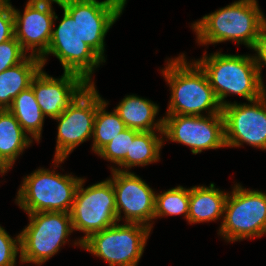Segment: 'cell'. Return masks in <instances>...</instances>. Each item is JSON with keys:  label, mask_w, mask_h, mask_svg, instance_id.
Masks as SVG:
<instances>
[{"label": "cell", "mask_w": 266, "mask_h": 266, "mask_svg": "<svg viewBox=\"0 0 266 266\" xmlns=\"http://www.w3.org/2000/svg\"><path fill=\"white\" fill-rule=\"evenodd\" d=\"M8 110L15 116L22 129L32 135L31 138L40 140L45 115L36 101L31 86L14 98Z\"/></svg>", "instance_id": "44dd1931"}, {"label": "cell", "mask_w": 266, "mask_h": 266, "mask_svg": "<svg viewBox=\"0 0 266 266\" xmlns=\"http://www.w3.org/2000/svg\"><path fill=\"white\" fill-rule=\"evenodd\" d=\"M30 222L20 235V261L41 265L58 252L73 232L70 213H29Z\"/></svg>", "instance_id": "5b68a950"}, {"label": "cell", "mask_w": 266, "mask_h": 266, "mask_svg": "<svg viewBox=\"0 0 266 266\" xmlns=\"http://www.w3.org/2000/svg\"><path fill=\"white\" fill-rule=\"evenodd\" d=\"M110 179L115 191L117 218L120 221L121 210L126 223H138L152 228L154 219L155 193L140 177L134 173L112 169ZM146 223V224H145Z\"/></svg>", "instance_id": "9a60e30c"}, {"label": "cell", "mask_w": 266, "mask_h": 266, "mask_svg": "<svg viewBox=\"0 0 266 266\" xmlns=\"http://www.w3.org/2000/svg\"><path fill=\"white\" fill-rule=\"evenodd\" d=\"M20 251V235L16 239L0 226V266H15L16 256Z\"/></svg>", "instance_id": "4316f807"}, {"label": "cell", "mask_w": 266, "mask_h": 266, "mask_svg": "<svg viewBox=\"0 0 266 266\" xmlns=\"http://www.w3.org/2000/svg\"><path fill=\"white\" fill-rule=\"evenodd\" d=\"M41 68V59L29 55L21 63L0 73V109H8L14 98L30 87Z\"/></svg>", "instance_id": "e0dca14e"}, {"label": "cell", "mask_w": 266, "mask_h": 266, "mask_svg": "<svg viewBox=\"0 0 266 266\" xmlns=\"http://www.w3.org/2000/svg\"><path fill=\"white\" fill-rule=\"evenodd\" d=\"M250 103L222 107L226 147H239L244 142L266 150V93Z\"/></svg>", "instance_id": "4fadbf2b"}, {"label": "cell", "mask_w": 266, "mask_h": 266, "mask_svg": "<svg viewBox=\"0 0 266 266\" xmlns=\"http://www.w3.org/2000/svg\"><path fill=\"white\" fill-rule=\"evenodd\" d=\"M63 19L59 26L52 30V36L47 52L40 58L42 66L46 63L48 54L56 56L64 72H73L82 76L89 84L95 67L105 62L93 49L79 38L78 21L63 9Z\"/></svg>", "instance_id": "9c48e42d"}, {"label": "cell", "mask_w": 266, "mask_h": 266, "mask_svg": "<svg viewBox=\"0 0 266 266\" xmlns=\"http://www.w3.org/2000/svg\"><path fill=\"white\" fill-rule=\"evenodd\" d=\"M190 189L178 186L155 195L154 219L168 215L184 214L188 221Z\"/></svg>", "instance_id": "cb8c5ba5"}, {"label": "cell", "mask_w": 266, "mask_h": 266, "mask_svg": "<svg viewBox=\"0 0 266 266\" xmlns=\"http://www.w3.org/2000/svg\"><path fill=\"white\" fill-rule=\"evenodd\" d=\"M10 0H0V43L15 37L14 15Z\"/></svg>", "instance_id": "83f0119b"}, {"label": "cell", "mask_w": 266, "mask_h": 266, "mask_svg": "<svg viewBox=\"0 0 266 266\" xmlns=\"http://www.w3.org/2000/svg\"><path fill=\"white\" fill-rule=\"evenodd\" d=\"M74 20L78 21L79 38L104 61L105 35L121 15L125 4L108 0H59Z\"/></svg>", "instance_id": "8fae6325"}, {"label": "cell", "mask_w": 266, "mask_h": 266, "mask_svg": "<svg viewBox=\"0 0 266 266\" xmlns=\"http://www.w3.org/2000/svg\"><path fill=\"white\" fill-rule=\"evenodd\" d=\"M151 229L138 223L114 224L91 234L82 248L103 258L109 266H137Z\"/></svg>", "instance_id": "8992f818"}, {"label": "cell", "mask_w": 266, "mask_h": 266, "mask_svg": "<svg viewBox=\"0 0 266 266\" xmlns=\"http://www.w3.org/2000/svg\"><path fill=\"white\" fill-rule=\"evenodd\" d=\"M31 143L15 116L8 109H0V158L11 168Z\"/></svg>", "instance_id": "ffe728a7"}, {"label": "cell", "mask_w": 266, "mask_h": 266, "mask_svg": "<svg viewBox=\"0 0 266 266\" xmlns=\"http://www.w3.org/2000/svg\"><path fill=\"white\" fill-rule=\"evenodd\" d=\"M184 57L183 54L168 61L162 70L172 94L167 115L201 116L203 110H208L209 115L222 114L205 72L196 62L188 64Z\"/></svg>", "instance_id": "6da1fadb"}, {"label": "cell", "mask_w": 266, "mask_h": 266, "mask_svg": "<svg viewBox=\"0 0 266 266\" xmlns=\"http://www.w3.org/2000/svg\"><path fill=\"white\" fill-rule=\"evenodd\" d=\"M9 169H10V167L0 158V173L4 174Z\"/></svg>", "instance_id": "f546056e"}, {"label": "cell", "mask_w": 266, "mask_h": 266, "mask_svg": "<svg viewBox=\"0 0 266 266\" xmlns=\"http://www.w3.org/2000/svg\"><path fill=\"white\" fill-rule=\"evenodd\" d=\"M205 72L222 107L228 94H237L249 102L266 93L254 56L216 52L195 61Z\"/></svg>", "instance_id": "3957f363"}, {"label": "cell", "mask_w": 266, "mask_h": 266, "mask_svg": "<svg viewBox=\"0 0 266 266\" xmlns=\"http://www.w3.org/2000/svg\"><path fill=\"white\" fill-rule=\"evenodd\" d=\"M108 103L103 100L97 91V113L94 120L93 128V151L97 153L107 143L111 142L119 133L127 129L124 121L118 113L106 112L105 108Z\"/></svg>", "instance_id": "603a6c76"}, {"label": "cell", "mask_w": 266, "mask_h": 266, "mask_svg": "<svg viewBox=\"0 0 266 266\" xmlns=\"http://www.w3.org/2000/svg\"><path fill=\"white\" fill-rule=\"evenodd\" d=\"M265 21L256 0H239L205 15L192 26L198 43L203 45L232 40L253 49Z\"/></svg>", "instance_id": "7a4b0ae2"}, {"label": "cell", "mask_w": 266, "mask_h": 266, "mask_svg": "<svg viewBox=\"0 0 266 266\" xmlns=\"http://www.w3.org/2000/svg\"><path fill=\"white\" fill-rule=\"evenodd\" d=\"M253 50H255L257 52V56L255 57L256 60V64L259 70V75L260 78L262 80V76H261V69L263 66L266 65V21L264 22L259 37L257 39L256 45L253 48ZM262 62V63H261Z\"/></svg>", "instance_id": "f1b7e54d"}, {"label": "cell", "mask_w": 266, "mask_h": 266, "mask_svg": "<svg viewBox=\"0 0 266 266\" xmlns=\"http://www.w3.org/2000/svg\"><path fill=\"white\" fill-rule=\"evenodd\" d=\"M82 178L75 193L70 211L73 230L85 233L75 244H80L91 234L117 223L115 191L109 179L83 188Z\"/></svg>", "instance_id": "ba28073f"}, {"label": "cell", "mask_w": 266, "mask_h": 266, "mask_svg": "<svg viewBox=\"0 0 266 266\" xmlns=\"http://www.w3.org/2000/svg\"><path fill=\"white\" fill-rule=\"evenodd\" d=\"M127 128L137 131L158 130L163 135V118L154 123L159 107L150 100L128 95L114 109Z\"/></svg>", "instance_id": "ac0fdd59"}, {"label": "cell", "mask_w": 266, "mask_h": 266, "mask_svg": "<svg viewBox=\"0 0 266 266\" xmlns=\"http://www.w3.org/2000/svg\"><path fill=\"white\" fill-rule=\"evenodd\" d=\"M207 116L167 115L163 117V135L173 142L190 146L193 154L226 147L223 115Z\"/></svg>", "instance_id": "7c38bea8"}, {"label": "cell", "mask_w": 266, "mask_h": 266, "mask_svg": "<svg viewBox=\"0 0 266 266\" xmlns=\"http://www.w3.org/2000/svg\"><path fill=\"white\" fill-rule=\"evenodd\" d=\"M25 58L26 52L15 37L0 43V73L21 63Z\"/></svg>", "instance_id": "484cf974"}, {"label": "cell", "mask_w": 266, "mask_h": 266, "mask_svg": "<svg viewBox=\"0 0 266 266\" xmlns=\"http://www.w3.org/2000/svg\"><path fill=\"white\" fill-rule=\"evenodd\" d=\"M108 1L116 2L118 4H126V0H108Z\"/></svg>", "instance_id": "4dcf8cb0"}, {"label": "cell", "mask_w": 266, "mask_h": 266, "mask_svg": "<svg viewBox=\"0 0 266 266\" xmlns=\"http://www.w3.org/2000/svg\"><path fill=\"white\" fill-rule=\"evenodd\" d=\"M96 113L97 90L89 84L60 116L53 118L59 122L54 163L63 162L75 147L92 137Z\"/></svg>", "instance_id": "30bf717a"}, {"label": "cell", "mask_w": 266, "mask_h": 266, "mask_svg": "<svg viewBox=\"0 0 266 266\" xmlns=\"http://www.w3.org/2000/svg\"><path fill=\"white\" fill-rule=\"evenodd\" d=\"M228 193L215 188L194 186L190 188L188 222L198 223L214 221L224 214V206Z\"/></svg>", "instance_id": "d6986e66"}, {"label": "cell", "mask_w": 266, "mask_h": 266, "mask_svg": "<svg viewBox=\"0 0 266 266\" xmlns=\"http://www.w3.org/2000/svg\"><path fill=\"white\" fill-rule=\"evenodd\" d=\"M88 85L79 74L64 72L60 79H55L41 68L30 86L43 114L53 119L60 116Z\"/></svg>", "instance_id": "2e32d148"}, {"label": "cell", "mask_w": 266, "mask_h": 266, "mask_svg": "<svg viewBox=\"0 0 266 266\" xmlns=\"http://www.w3.org/2000/svg\"><path fill=\"white\" fill-rule=\"evenodd\" d=\"M163 138L157 137L155 131H139L131 142L130 155H126L125 159L119 164L125 170L120 168H111L118 171H125L126 168L132 166H144L149 163L157 162L160 159V149L162 147Z\"/></svg>", "instance_id": "7402d4cb"}, {"label": "cell", "mask_w": 266, "mask_h": 266, "mask_svg": "<svg viewBox=\"0 0 266 266\" xmlns=\"http://www.w3.org/2000/svg\"><path fill=\"white\" fill-rule=\"evenodd\" d=\"M224 213L219 234L229 242L266 234V193L235 185Z\"/></svg>", "instance_id": "52a82bcc"}, {"label": "cell", "mask_w": 266, "mask_h": 266, "mask_svg": "<svg viewBox=\"0 0 266 266\" xmlns=\"http://www.w3.org/2000/svg\"><path fill=\"white\" fill-rule=\"evenodd\" d=\"M81 178L38 169L24 177L17 204L27 214L36 212L70 213Z\"/></svg>", "instance_id": "277c9868"}, {"label": "cell", "mask_w": 266, "mask_h": 266, "mask_svg": "<svg viewBox=\"0 0 266 266\" xmlns=\"http://www.w3.org/2000/svg\"><path fill=\"white\" fill-rule=\"evenodd\" d=\"M139 131L127 128L118 134L111 142L102 147L97 154L102 158L119 165L130 155L131 142Z\"/></svg>", "instance_id": "d4e9b609"}, {"label": "cell", "mask_w": 266, "mask_h": 266, "mask_svg": "<svg viewBox=\"0 0 266 266\" xmlns=\"http://www.w3.org/2000/svg\"><path fill=\"white\" fill-rule=\"evenodd\" d=\"M52 2L60 5L59 0H29L23 15L12 7L15 38L25 52L32 50L31 56L41 58L49 47L53 21L58 19Z\"/></svg>", "instance_id": "5bb4252c"}]
</instances>
